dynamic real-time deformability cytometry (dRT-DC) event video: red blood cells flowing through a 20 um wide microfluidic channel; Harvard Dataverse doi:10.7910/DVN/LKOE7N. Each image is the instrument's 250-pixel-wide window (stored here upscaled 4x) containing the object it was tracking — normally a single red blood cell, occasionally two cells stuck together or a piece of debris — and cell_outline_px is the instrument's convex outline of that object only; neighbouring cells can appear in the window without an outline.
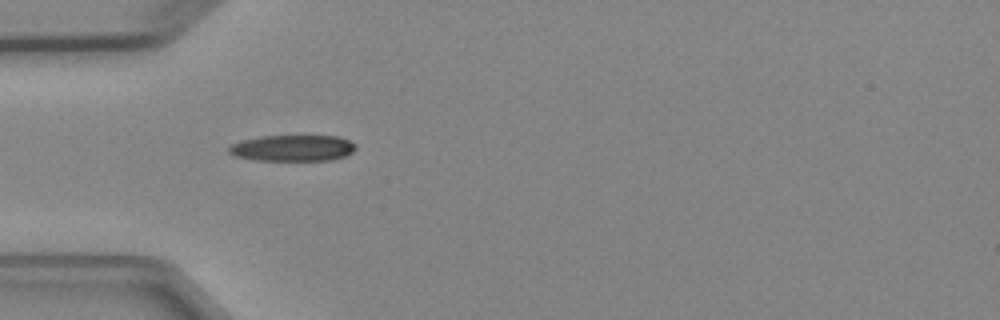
{"species": "Egyptian fruit bat (a non-hibernating species)", "species_latin": "Rousettus aegyptiacus", "temperature_condition": "cold", "stored_images_in_passage": 2, "camera_frame_rate_fps": 3000, "um_per_image_px": 0.085, "animal": {"sex": "female"}, "frame": {"image": 1, "passage_image": 1, "time_ms": 0.0, "image_size_px": [1000, 320], "cell_outline_px": [[356, 148], [352, 152], [344, 156], [332, 160], [252, 160], [232, 156], [228, 152], [228, 148], [232, 144], [240, 140], [260, 136], [336, 136], [348, 140], [356, 144]], "centroid_in_image_um": [24.82, 12.59], "position_along_channel_um": 60.2, "area_um2": 19.48}}